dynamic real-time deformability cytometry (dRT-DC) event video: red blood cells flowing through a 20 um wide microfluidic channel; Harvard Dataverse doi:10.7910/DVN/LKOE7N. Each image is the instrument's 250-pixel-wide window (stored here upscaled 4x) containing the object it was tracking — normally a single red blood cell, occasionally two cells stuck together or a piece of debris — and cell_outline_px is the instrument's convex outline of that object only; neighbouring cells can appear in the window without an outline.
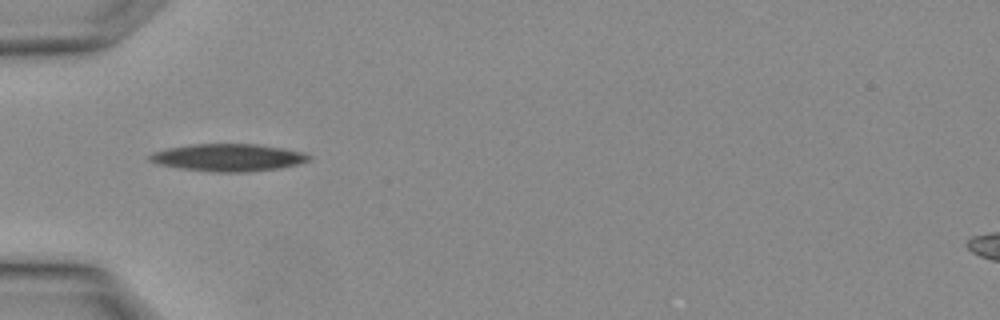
{"species": "Egyptian fruit bat (a non-hibernating species)", "species_latin": "Rousettus aegyptiacus", "temperature_condition": "warm", "stored_images_in_passage": 2, "camera_frame_rate_fps": 3000, "um_per_image_px": 0.085, "animal": {"sex": "female"}, "frame": {"image": 1, "passage_image": 2, "time_ms": 0.333, "image_size_px": [1000, 320], "cell_outline_px": [[312, 156], [308, 160], [296, 164], [276, 168], [240, 172], [216, 172], [180, 168], [160, 164], [148, 160], [148, 156], [152, 152], [168, 148], [192, 144], [256, 144], [284, 148], [304, 152]], "centroid_in_image_um": [19.37, 13.38], "position_along_channel_um": 65.6, "area_um2": 25.09}}